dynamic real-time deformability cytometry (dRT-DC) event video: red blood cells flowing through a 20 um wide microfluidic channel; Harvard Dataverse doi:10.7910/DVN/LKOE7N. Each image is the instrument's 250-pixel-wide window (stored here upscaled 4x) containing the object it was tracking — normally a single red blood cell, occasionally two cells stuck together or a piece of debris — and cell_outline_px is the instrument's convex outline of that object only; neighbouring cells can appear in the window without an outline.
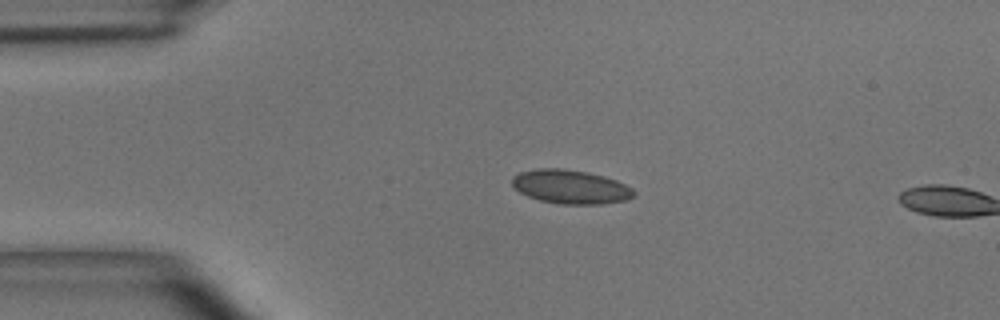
{"species": "common noctule bat (a hibernating species)", "species_latin": "Nyctalus noctula", "temperature_condition": "room temperature", "stored_images_in_passage": 2, "camera_frame_rate_fps": 3000, "um_per_image_px": 0.085, "animal": {"sex": "male", "body_mass_g": 15.6}, "frame": {"image": 1, "passage_image": 1, "time_ms": 0.0, "image_size_px": [1000, 320], "cell_outline_px": [[636, 192], [628, 200], [600, 204], [560, 204], [540, 200], [528, 196], [520, 192], [512, 184], [512, 176], [520, 172], [536, 168], [564, 168], [588, 172], [604, 176], [616, 180], [632, 188]], "centroid_in_image_um": [48.5, 15.87], "position_along_channel_um": 36.5, "area_um2": 24.1}}